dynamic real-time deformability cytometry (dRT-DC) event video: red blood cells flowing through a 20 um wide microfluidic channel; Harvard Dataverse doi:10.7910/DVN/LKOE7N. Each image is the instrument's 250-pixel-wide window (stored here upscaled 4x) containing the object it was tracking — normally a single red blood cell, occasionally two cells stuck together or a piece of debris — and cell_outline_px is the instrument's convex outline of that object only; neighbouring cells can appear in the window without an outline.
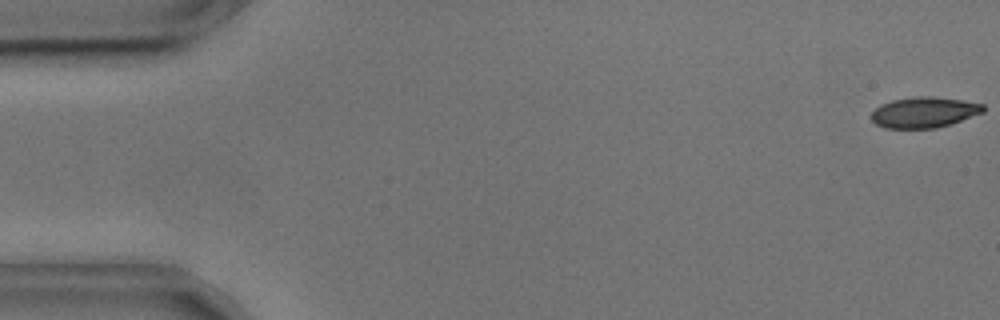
{"species": "common noctule bat (a hibernating species)", "species_latin": "Nyctalus noctula", "temperature_condition": "cold", "stored_images_in_passage": 13, "camera_frame_rate_fps": 3000, "um_per_image_px": 0.085, "animal": {"sex": "male", "body_mass_g": 17.9, "forearm_length_mm": 54.2}, "frame": {"image": 1, "passage_image": 1, "time_ms": 0.0, "image_size_px": [1000, 320], "cell_outline_px": [[984, 112], [936, 128], [884, 128], [876, 124], [872, 120], [872, 112], [880, 104], [892, 100], [912, 96], [932, 96], [964, 100], [984, 104]], "centroid_in_image_um": [78.53, 9.53], "position_along_channel_um": 6.5, "area_um2": 20.0}}
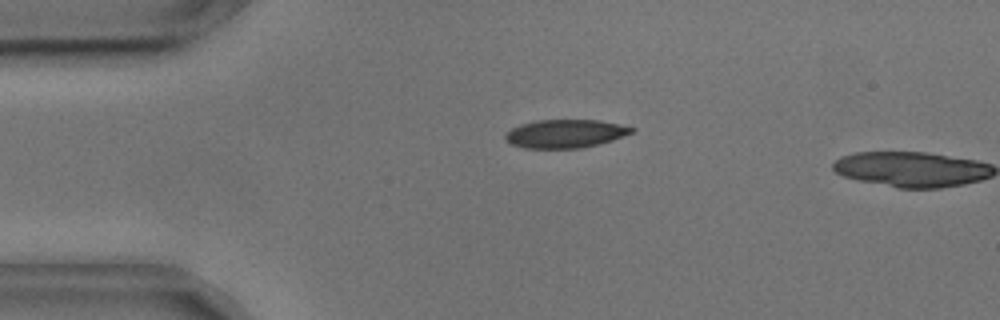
{"frame": {"image": 2, "passage_image": 12, "time_ms": 3.667, "image_size_px": [1000, 320], "cell_outline_px": [[636, 128], [632, 132], [612, 140], [600, 144], [580, 148], [524, 148], [512, 144], [504, 140], [504, 136], [512, 128], [520, 124], [536, 120], [600, 120], [620, 124]], "centroid_in_image_um": [48.04, 11.36], "position_along_channel_um": 37.0, "area_um2": 20.87}}